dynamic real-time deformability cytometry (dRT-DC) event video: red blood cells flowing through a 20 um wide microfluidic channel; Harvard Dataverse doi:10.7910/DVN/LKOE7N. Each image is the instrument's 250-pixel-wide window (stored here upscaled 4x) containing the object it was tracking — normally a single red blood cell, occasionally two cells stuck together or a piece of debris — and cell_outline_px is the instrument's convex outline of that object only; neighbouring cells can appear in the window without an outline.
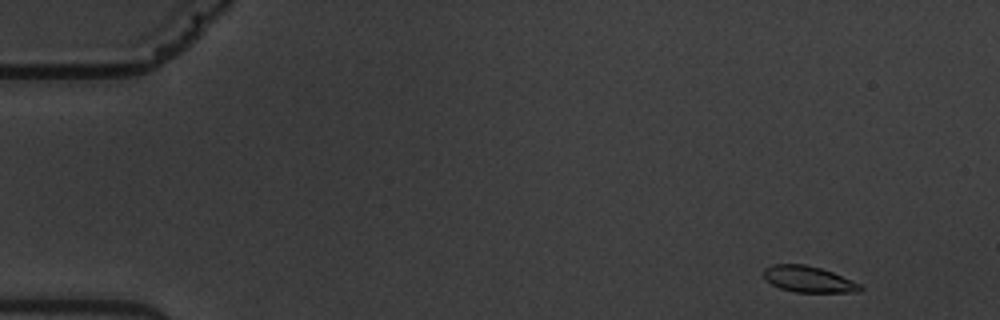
{"species": "common noctule bat (a hibernating species)", "species_latin": "Nyctalus noctula", "temperature_condition": "warm", "stored_images_in_passage": 7, "camera_frame_rate_fps": 3000, "um_per_image_px": 0.085, "animal": {"sex": "male", "body_mass_g": 19.5, "forearm_length_mm": 54.6}, "frame": {"image": 1, "passage_image": 1, "time_ms": 0.0, "image_size_px": [1000, 320], "cell_outline_px": [[864, 288], [860, 292], [796, 292], [780, 288], [772, 284], [764, 276], [764, 268], [772, 264], [804, 264], [820, 268], [832, 272], [852, 280], [860, 284]], "centroid_in_image_um": [68.74, 23.73], "position_along_channel_um": 16.3, "area_um2": 14.62}}
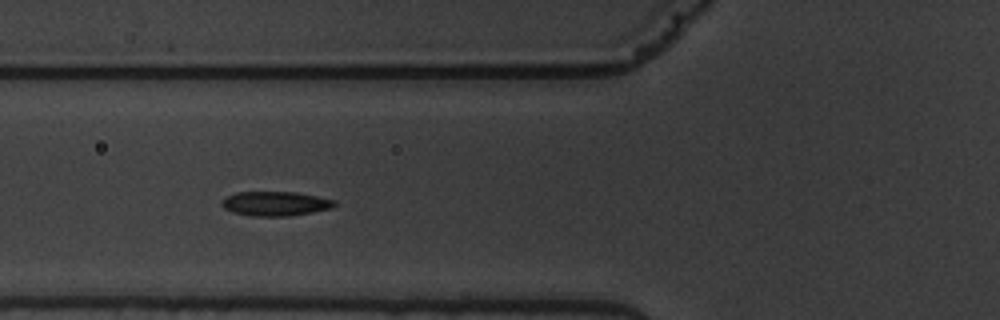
{"frame": {"image": 2, "passage_image": 6, "time_ms": 5.667, "image_size_px": [1000, 320], "cell_outline_px": [[336, 204], [332, 208], [312, 212], [288, 216], [252, 216], [232, 212], [224, 208], [220, 204], [228, 196], [236, 192], [296, 192], [336, 200]], "centroid_in_image_um": [23.42, 17.31], "position_along_channel_um": 102.4, "area_um2": 15.95}}
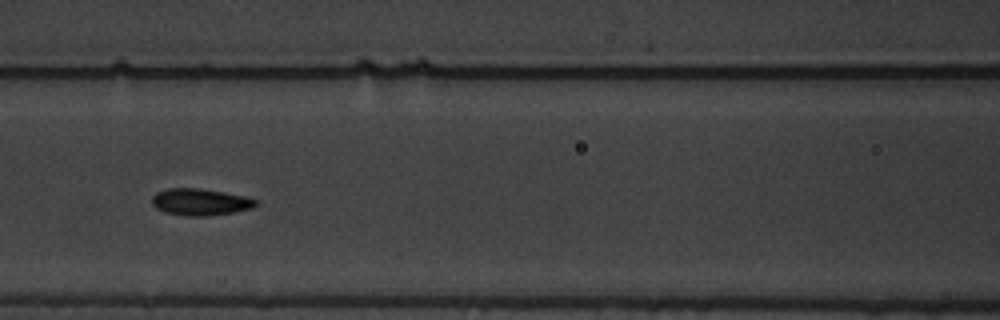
{"frame": {"image": 3, "passage_image": 7, "time_ms": 7.0, "image_size_px": [1000, 320], "cell_outline_px": [[260, 204], [252, 208], [232, 212], [208, 216], [188, 216], [164, 212], [156, 208], [152, 204], [152, 196], [156, 192], [168, 188], [200, 188], [224, 192], [244, 196], [260, 200]], "centroid_in_image_um": [17.04, 17.16], "position_along_channel_um": 149.6, "area_um2": 16.36}}